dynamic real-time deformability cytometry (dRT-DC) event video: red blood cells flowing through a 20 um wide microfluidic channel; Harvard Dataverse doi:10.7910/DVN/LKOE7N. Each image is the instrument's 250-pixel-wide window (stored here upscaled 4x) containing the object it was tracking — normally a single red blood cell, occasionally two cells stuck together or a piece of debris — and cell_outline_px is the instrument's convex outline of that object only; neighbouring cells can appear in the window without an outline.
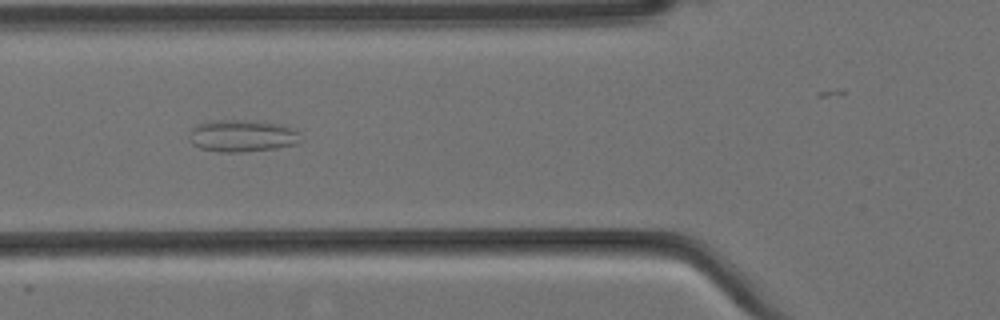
{"species": "Egyptian fruit bat (a non-hibernating species)", "species_latin": "Rousettus aegyptiacus", "temperature_condition": "cold", "stored_images_in_passage": 6, "camera_frame_rate_fps": 3000, "um_per_image_px": 0.085, "animal": {"sex": "female"}, "frame": {"image": 1, "passage_image": 5, "time_ms": 1.333, "image_size_px": [1000, 320], "cell_outline_px": [[304, 140], [300, 144], [276, 148], [240, 152], [216, 152], [200, 148], [192, 144], [188, 140], [188, 136], [192, 128], [196, 124], [212, 120], [236, 120], [276, 124], [292, 128], [300, 132]], "centroid_in_image_um": [20.59, 11.56], "position_along_channel_um": 105.2, "area_um2": 21.04}}